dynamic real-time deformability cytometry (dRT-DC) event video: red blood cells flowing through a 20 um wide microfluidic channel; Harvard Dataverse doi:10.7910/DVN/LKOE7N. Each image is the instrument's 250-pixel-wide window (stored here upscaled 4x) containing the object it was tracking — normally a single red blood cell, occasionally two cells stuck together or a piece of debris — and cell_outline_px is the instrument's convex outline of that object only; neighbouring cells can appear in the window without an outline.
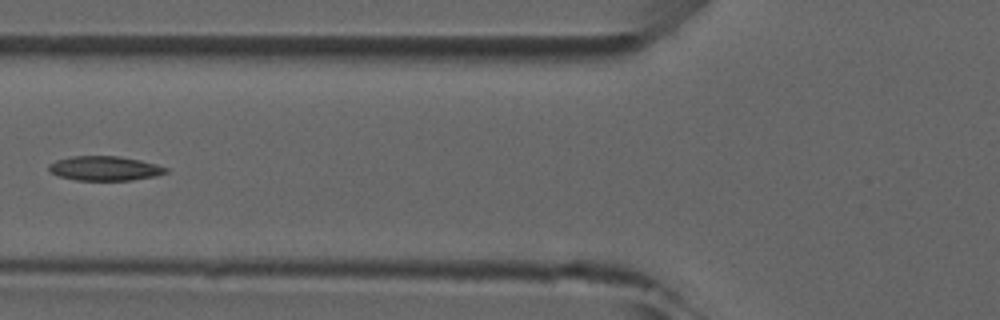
{"species": "common noctule bat (a hibernating species)", "species_latin": "Nyctalus noctula", "temperature_condition": "room temperature", "stored_images_in_passage": 6, "camera_frame_rate_fps": 3000, "um_per_image_px": 0.085, "animal": {"sex": "male", "forearm_length_mm": 52.5}, "frame": {"image": 1, "passage_image": 5, "time_ms": 5.667, "image_size_px": [1000, 320], "cell_outline_px": [[172, 168], [168, 172], [156, 176], [132, 180], [76, 180], [60, 176], [48, 172], [48, 164], [56, 160], [72, 156], [120, 156], [140, 160]], "centroid_in_image_um": [8.93, 14.31], "position_along_channel_um": 116.9, "area_um2": 16.88}}
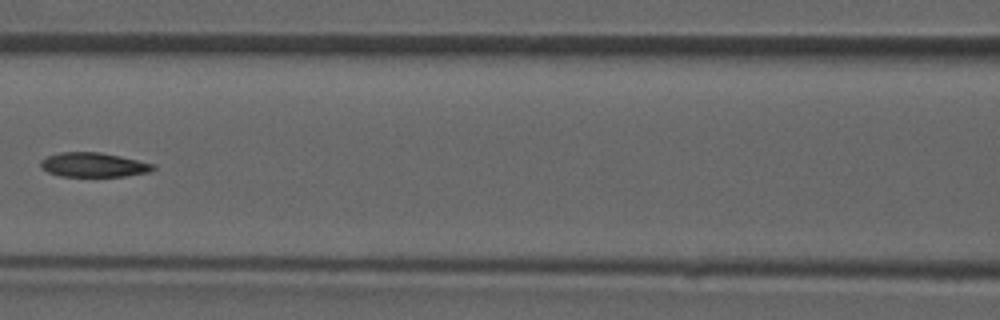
{"frame": {"image": 2, "passage_image": 6, "time_ms": 6.667, "image_size_px": [1000, 320], "cell_outline_px": [[156, 168], [148, 172], [124, 176], [60, 176], [48, 172], [40, 168], [40, 160], [48, 156], [60, 152], [100, 152], [120, 156], [156, 164]], "centroid_in_image_um": [7.94, 14.01], "position_along_channel_um": 158.7, "area_um2": 16.01}}